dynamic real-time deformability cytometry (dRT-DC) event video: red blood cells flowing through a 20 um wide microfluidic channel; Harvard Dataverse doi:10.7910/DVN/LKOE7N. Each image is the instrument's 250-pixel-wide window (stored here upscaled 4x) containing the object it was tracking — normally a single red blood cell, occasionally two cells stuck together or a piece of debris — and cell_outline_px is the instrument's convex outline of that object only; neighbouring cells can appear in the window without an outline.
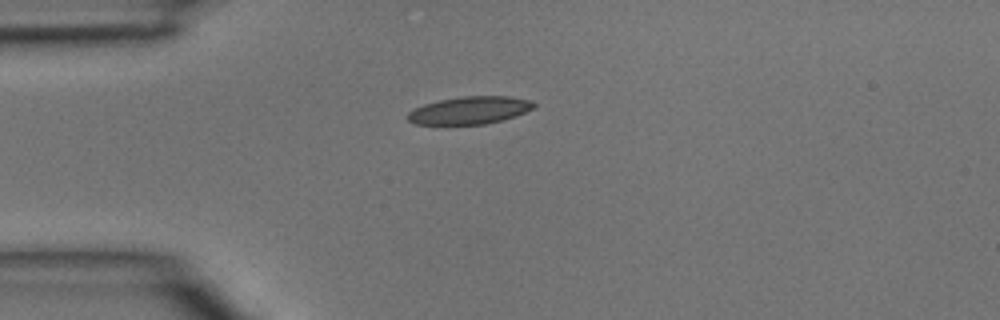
{"species": "common noctule bat (a hibernating species)", "species_latin": "Nyctalus noctula", "temperature_condition": "room temperature", "stored_images_in_passage": 1, "camera_frame_rate_fps": 3000, "um_per_image_px": 0.085, "animal": {"sex": "male", "body_mass_g": 15.6}, "frame": {"image": 1, "passage_image": 1, "time_ms": 0.0, "image_size_px": [1000, 320], "cell_outline_px": [[536, 104], [532, 108], [516, 116], [504, 120], [484, 124], [416, 124], [408, 120], [408, 112], [424, 104], [440, 100], [464, 96], [508, 96], [528, 100]], "centroid_in_image_um": [39.93, 9.38], "position_along_channel_um": 45.1, "area_um2": 20.0}}